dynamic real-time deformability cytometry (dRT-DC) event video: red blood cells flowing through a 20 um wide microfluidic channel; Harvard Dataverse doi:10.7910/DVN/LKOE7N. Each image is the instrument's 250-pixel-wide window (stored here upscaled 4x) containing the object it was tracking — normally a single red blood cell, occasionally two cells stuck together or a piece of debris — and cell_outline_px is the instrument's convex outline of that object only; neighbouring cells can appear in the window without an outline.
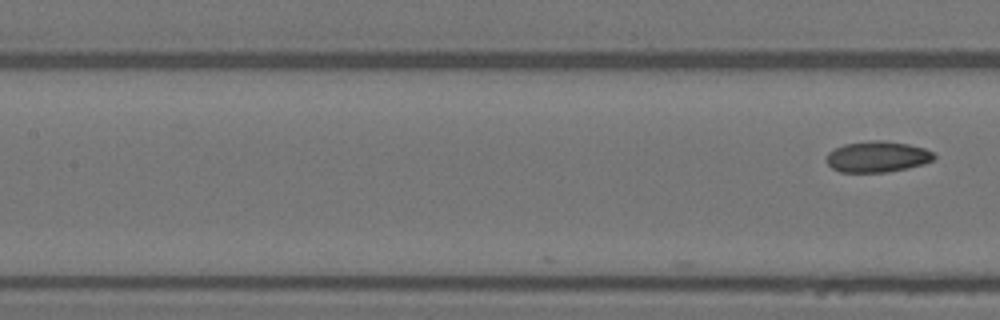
{"species": "Egyptian fruit bat (a non-hibernating species)", "species_latin": "Rousettus aegyptiacus", "temperature_condition": "warm", "stored_images_in_passage": 12, "camera_frame_rate_fps": 3000, "um_per_image_px": 0.085, "animal": {"sex": "female"}, "frame": {"image": 1, "passage_image": 12, "time_ms": 3.667, "image_size_px": [1000, 320], "cell_outline_px": [[936, 156], [932, 160], [924, 164], [908, 168], [888, 172], [840, 172], [832, 168], [824, 160], [828, 152], [844, 144], [872, 140], [884, 140], [908, 144], [924, 148], [932, 152]], "centroid_in_image_um": [74.55, 13.32], "position_along_channel_um": 132.8, "area_um2": 19.54}}